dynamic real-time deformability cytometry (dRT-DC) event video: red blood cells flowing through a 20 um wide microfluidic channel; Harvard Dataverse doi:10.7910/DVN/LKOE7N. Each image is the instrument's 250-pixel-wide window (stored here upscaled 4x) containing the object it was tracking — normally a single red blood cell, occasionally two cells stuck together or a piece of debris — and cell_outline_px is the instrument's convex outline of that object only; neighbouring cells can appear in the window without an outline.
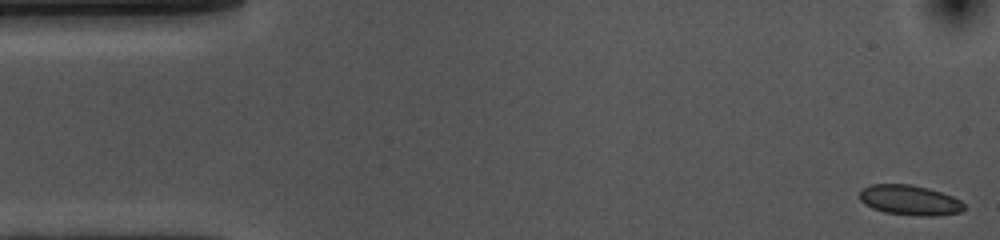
{"species": "common noctule bat (a hibernating species)", "species_latin": "Nyctalus noctula", "temperature_condition": "cold", "stored_images_in_passage": 54, "camera_frame_rate_fps": 3000, "um_per_image_px": 0.085, "animal": {"sex": "female", "body_mass_g": 10.0, "forearm_length_mm": 53.1}, "frame": {"image": 1, "passage_image": 1, "time_ms": 0.0, "image_size_px": [1000, 240], "cell_outline_px": [[964, 208], [960, 212], [936, 216], [924, 216], [884, 212], [872, 208], [864, 204], [860, 200], [860, 188], [872, 184], [912, 184], [928, 188], [952, 196], [960, 200], [964, 204]], "centroid_in_image_um": [77.3, 17.0], "position_along_channel_um": 7.7, "area_um2": 18.32}}
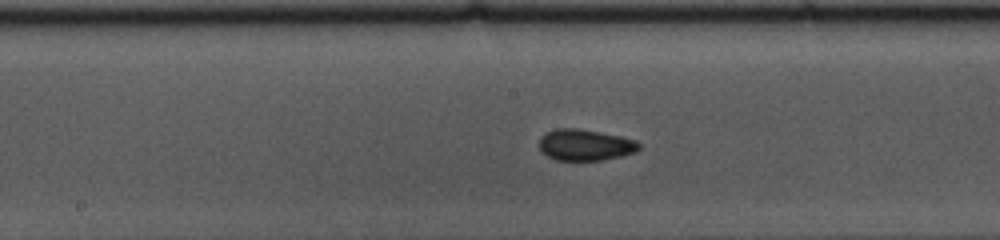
{"frame": {"image": 2, "passage_image": 26, "time_ms": 8.333, "image_size_px": [1000, 240], "cell_outline_px": [[640, 148], [636, 152], [620, 156], [600, 160], [556, 160], [540, 152], [540, 136], [544, 132], [556, 128], [580, 128], [620, 136], [636, 140], [640, 144]], "centroid_in_image_um": [49.71, 12.3], "position_along_channel_um": 198.5, "area_um2": 18.32}}
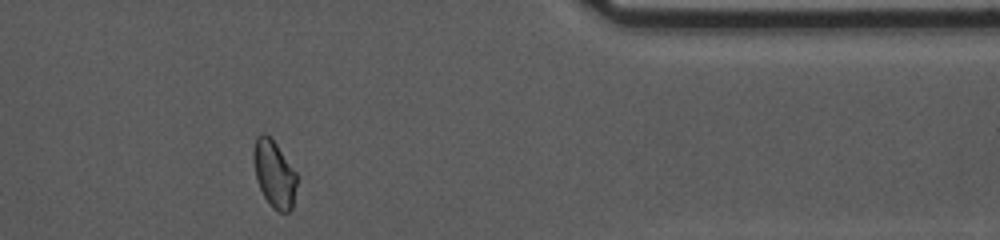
{"frame": {"image": 3, "passage_image": 44, "time_ms": 14.333, "image_size_px": [1000, 240], "cell_outline_px": [[296, 184], [292, 208], [288, 212], [276, 212], [268, 204], [256, 180], [252, 160], [252, 148], [256, 136], [260, 132], [264, 132], [276, 144], [296, 172]], "centroid_in_image_um": [23.26, 14.77], "position_along_channel_um": 388.1, "area_um2": 17.11}, "authors_computed_cell_mechanics": {"area_um2": 17.8602, "velocity_mm_per_s": 3.6009, "shape_relaxation_time_tau1_ms": 2.4172, "shape_relaxation_time_tau2_ms": 1.7362, "deformation_change_tau1": 0.0638, "deformation_change_tau2": 0.041}}